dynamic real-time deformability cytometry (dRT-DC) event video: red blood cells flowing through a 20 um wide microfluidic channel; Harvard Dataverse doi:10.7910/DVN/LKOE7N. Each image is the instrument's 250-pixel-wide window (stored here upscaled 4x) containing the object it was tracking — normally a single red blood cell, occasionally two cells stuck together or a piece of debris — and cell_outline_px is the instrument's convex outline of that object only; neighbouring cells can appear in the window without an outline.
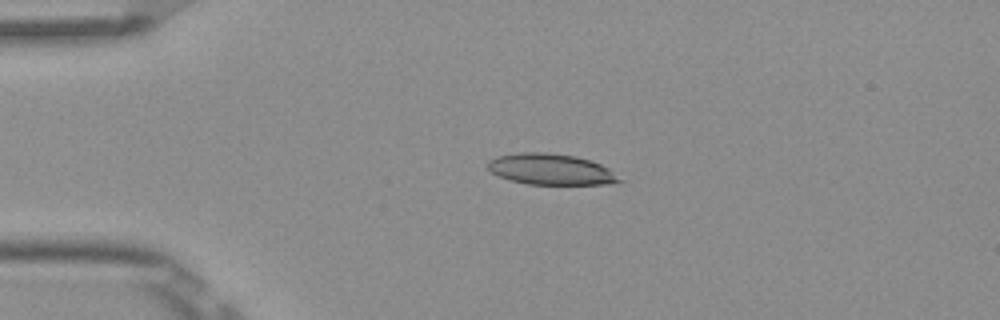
{"species": "Egyptian fruit bat (a non-hibernating species)", "species_latin": "Rousettus aegyptiacus", "temperature_condition": "room temperature", "stored_images_in_passage": 3, "camera_frame_rate_fps": 3000, "um_per_image_px": 0.085, "frame": {"image": 1, "passage_image": 2, "time_ms": 0.333, "image_size_px": [1000, 320], "cell_outline_px": [[628, 180], [608, 184], [528, 184], [512, 180], [500, 176], [492, 172], [488, 168], [488, 160], [496, 156], [516, 152], [548, 152], [576, 156], [592, 160], [608, 168]], "centroid_in_image_um": [46.88, 14.38], "position_along_channel_um": 38.1, "area_um2": 24.04}}